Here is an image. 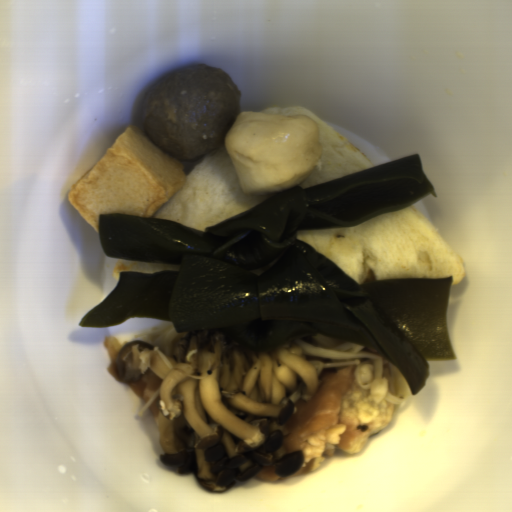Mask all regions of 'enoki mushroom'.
Masks as SVG:
<instances>
[{"label": "enoki mushroom", "instance_id": "enoki-mushroom-2", "mask_svg": "<svg viewBox=\"0 0 512 512\" xmlns=\"http://www.w3.org/2000/svg\"><path fill=\"white\" fill-rule=\"evenodd\" d=\"M188 331L176 332L172 322L155 325L132 337V341H142L158 348L168 356H172L173 348L177 342L187 335Z\"/></svg>", "mask_w": 512, "mask_h": 512}, {"label": "enoki mushroom", "instance_id": "enoki-mushroom-1", "mask_svg": "<svg viewBox=\"0 0 512 512\" xmlns=\"http://www.w3.org/2000/svg\"><path fill=\"white\" fill-rule=\"evenodd\" d=\"M286 343L301 346L302 355L317 376L328 367L355 365L353 372L373 402L401 405L411 395L406 376L366 344L316 335H302Z\"/></svg>", "mask_w": 512, "mask_h": 512}, {"label": "enoki mushroom", "instance_id": "enoki-mushroom-3", "mask_svg": "<svg viewBox=\"0 0 512 512\" xmlns=\"http://www.w3.org/2000/svg\"><path fill=\"white\" fill-rule=\"evenodd\" d=\"M160 392H161V384L159 385V387L156 389V391L154 392V394L151 396V398L149 399V401H147V403L142 407V409L137 413L138 416H143V413L146 409H149L151 407V405L154 403V401L160 396Z\"/></svg>", "mask_w": 512, "mask_h": 512}]
</instances>
